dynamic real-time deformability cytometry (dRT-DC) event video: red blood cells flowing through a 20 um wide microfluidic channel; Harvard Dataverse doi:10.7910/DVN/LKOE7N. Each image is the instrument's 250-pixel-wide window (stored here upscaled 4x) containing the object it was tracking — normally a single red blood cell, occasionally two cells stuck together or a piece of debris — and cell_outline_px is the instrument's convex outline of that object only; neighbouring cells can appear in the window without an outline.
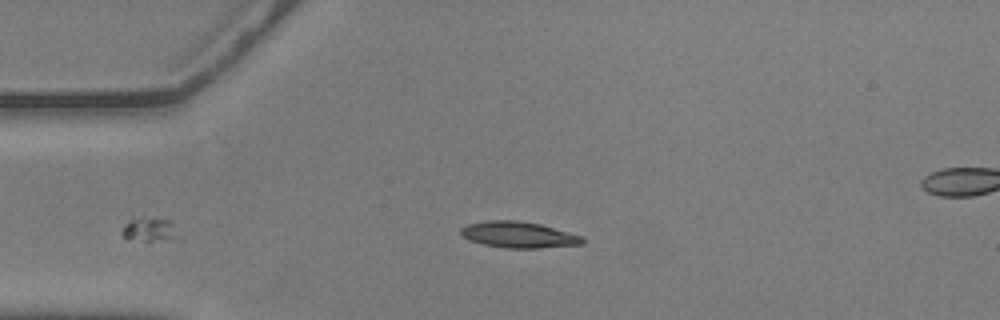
{"species": "common noctule bat (a hibernating species)", "species_latin": "Nyctalus noctula", "temperature_condition": "warm", "stored_images_in_passage": 41, "camera_frame_rate_fps": 3000, "um_per_image_px": 0.085, "animal": {"sex": "male", "body_mass_g": 20.5, "forearm_length_mm": 52.5}, "frame": {"image": 1, "passage_image": 1, "time_ms": 0.0, "image_size_px": [1000, 320], "cell_outline_px": [[584, 244], [540, 248], [504, 248], [484, 244], [468, 240], [460, 232], [460, 228], [468, 224], [488, 220], [516, 220], [540, 224], [584, 236]], "centroid_in_image_um": [44.1, 19.95], "position_along_channel_um": 40.9, "area_um2": 18.61}}
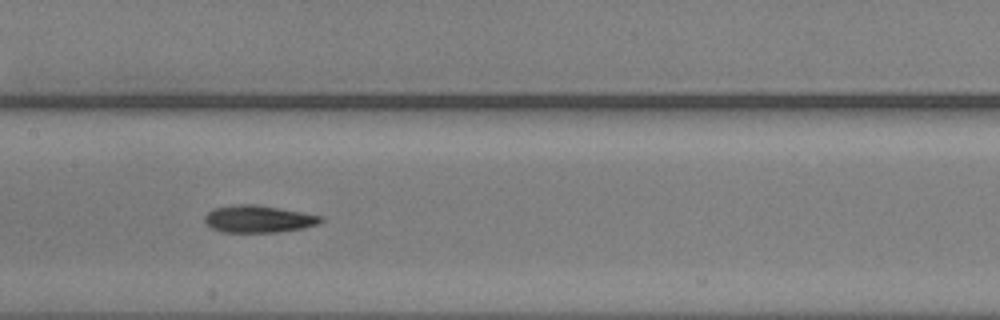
{"frame": {"image": 2, "passage_image": 15, "time_ms": 4.667, "image_size_px": [1000, 320], "cell_outline_px": [[324, 220], [320, 224], [304, 228], [276, 232], [220, 232], [212, 228], [204, 220], [204, 216], [212, 208], [232, 204], [256, 204], [280, 208], [320, 216]], "centroid_in_image_um": [21.94, 18.61], "position_along_channel_um": 185.5, "area_um2": 18.5}}
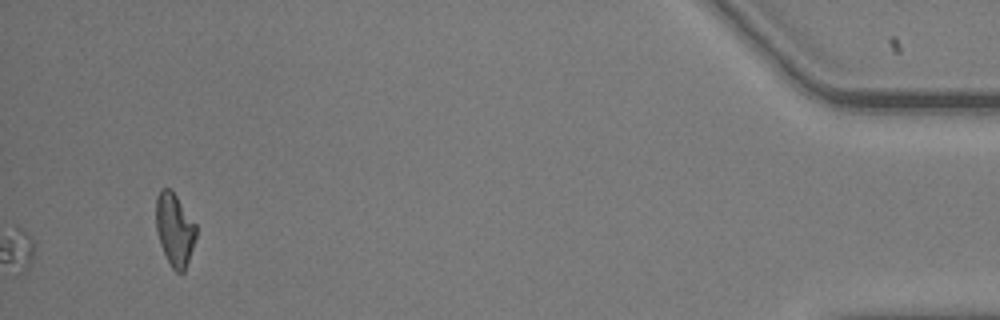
{"frame": {"image": 3, "passage_image": 41, "time_ms": 13.333, "image_size_px": [1000, 320], "cell_outline_px": [[196, 236], [184, 272], [176, 272], [172, 268], [160, 244], [156, 228], [156, 196], [160, 188], [168, 188], [176, 196], [196, 224]], "centroid_in_image_um": [14.83, 19.49], "position_along_channel_um": 420.4, "area_um2": 16.7}, "authors_computed_cell_mechanics": {"area_um2": 17.2822, "velocity_mm_per_s": 3.5993, "shape_relaxation_time_tau1_ms": 3.946, "shape_relaxation_time_tau2_ms": 6.8608, "deformation_change_tau1": 0.1181, "deformation_change_tau2": 0.1767}}